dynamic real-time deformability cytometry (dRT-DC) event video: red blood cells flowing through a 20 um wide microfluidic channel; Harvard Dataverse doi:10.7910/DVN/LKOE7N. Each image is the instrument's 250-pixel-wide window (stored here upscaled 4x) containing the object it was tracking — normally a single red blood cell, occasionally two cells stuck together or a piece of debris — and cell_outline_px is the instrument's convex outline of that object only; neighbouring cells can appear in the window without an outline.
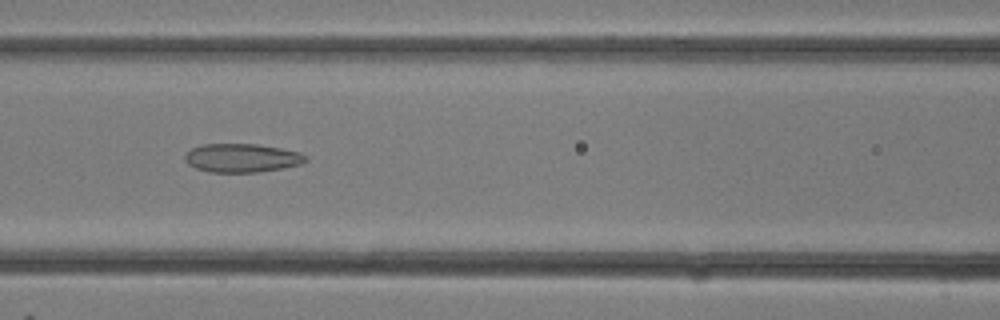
{"species": "common noctule bat (a hibernating species)", "species_latin": "Nyctalus noctula", "temperature_condition": "room temperature", "stored_images_in_passage": 27, "camera_frame_rate_fps": 3000, "um_per_image_px": 0.085, "animal": {"sex": "female"}, "frame": {"image": 1, "passage_image": 9, "time_ms": 2.667, "image_size_px": [1000, 320], "cell_outline_px": [[308, 160], [300, 164], [260, 172], [208, 172], [196, 168], [188, 164], [184, 160], [184, 156], [192, 148], [200, 144], [256, 144], [280, 148], [300, 152], [308, 156]], "centroid_in_image_um": [20.55, 13.42], "position_along_channel_um": 146.0, "area_um2": 20.17}}
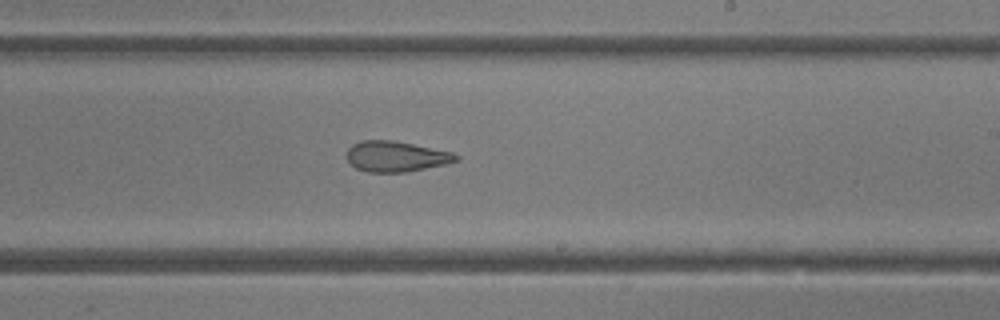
{"frame": {"image": 2, "passage_image": 14, "time_ms": 4.333, "image_size_px": [1000, 320], "cell_outline_px": [[460, 160], [444, 164], [408, 172], [368, 172], [356, 168], [348, 160], [348, 148], [352, 144], [360, 140], [392, 140], [452, 152], [460, 156]], "centroid_in_image_um": [33.67, 13.29], "position_along_channel_um": 255.3, "area_um2": 19.36}}
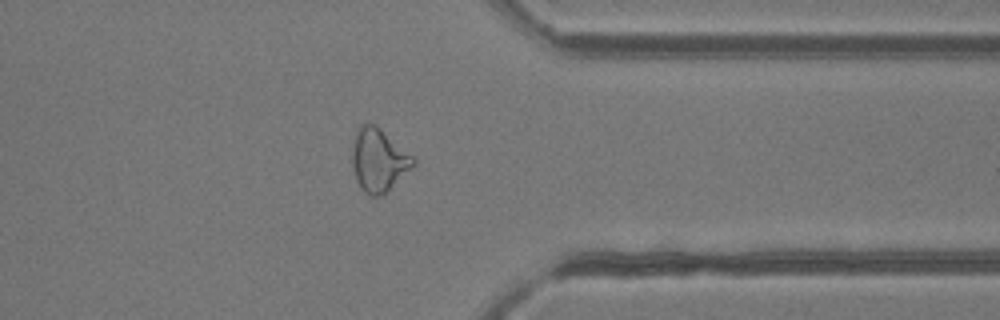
{"frame": {"image": 3, "passage_image": 20, "time_ms": 6.333, "image_size_px": [1000, 320], "cell_outline_px": [[416, 164], [380, 196], [368, 196], [364, 192], [356, 180], [352, 164], [352, 148], [356, 128], [360, 124], [376, 124], [412, 156], [416, 160]], "centroid_in_image_um": [32.15, 13.58], "position_along_channel_um": 379.3, "area_um2": 22.2}}